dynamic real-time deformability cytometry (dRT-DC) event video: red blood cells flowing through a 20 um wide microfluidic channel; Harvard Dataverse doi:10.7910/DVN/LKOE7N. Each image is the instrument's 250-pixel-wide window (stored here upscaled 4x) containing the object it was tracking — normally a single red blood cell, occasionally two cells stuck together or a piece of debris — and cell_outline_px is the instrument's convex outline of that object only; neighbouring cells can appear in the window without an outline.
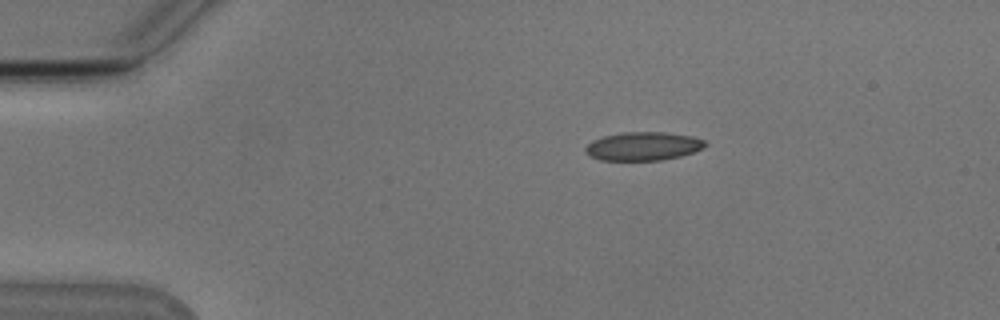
{"species": "Egyptian fruit bat (a non-hibernating species)", "species_latin": "Rousettus aegyptiacus", "temperature_condition": "cold", "stored_images_in_passage": 4, "camera_frame_rate_fps": 3000, "um_per_image_px": 0.085, "animal": {"sex": "male"}, "frame": {"image": 1, "passage_image": 1, "time_ms": 0.0, "image_size_px": [1000, 320], "cell_outline_px": [[708, 144], [704, 148], [680, 156], [660, 160], [600, 160], [588, 156], [584, 152], [584, 148], [592, 140], [604, 136], [624, 132], [664, 132], [692, 136], [704, 140]], "centroid_in_image_um": [54.64, 12.43], "position_along_channel_um": 30.4, "area_um2": 19.94}}